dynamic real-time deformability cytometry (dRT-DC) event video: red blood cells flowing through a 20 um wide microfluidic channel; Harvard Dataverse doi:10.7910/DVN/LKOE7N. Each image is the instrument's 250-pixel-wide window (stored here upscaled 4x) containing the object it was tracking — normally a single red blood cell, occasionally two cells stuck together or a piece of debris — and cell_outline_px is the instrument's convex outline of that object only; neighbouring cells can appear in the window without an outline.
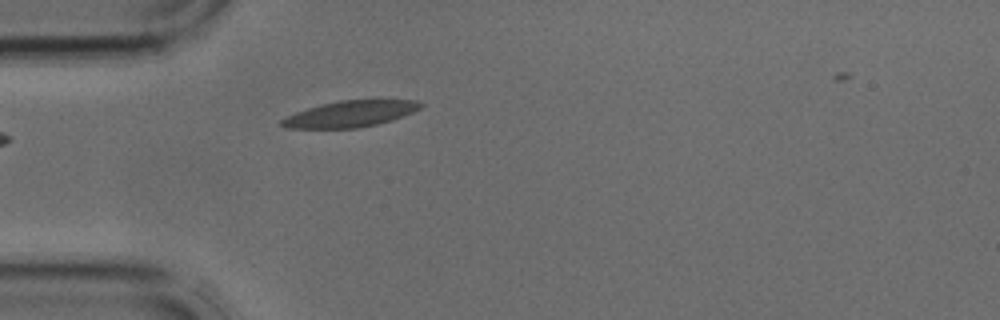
{"species": "common noctule bat (a hibernating species)", "species_latin": "Nyctalus noctula", "temperature_condition": "cold", "stored_images_in_passage": 1, "camera_frame_rate_fps": 3000, "um_per_image_px": 0.085, "animal": {"sex": "male", "body_mass_g": 17.9, "forearm_length_mm": 54.2}, "frame": {"image": 1, "passage_image": 1, "time_ms": 0.0, "image_size_px": [1000, 320], "cell_outline_px": [[424, 104], [420, 108], [412, 112], [392, 120], [376, 124], [356, 128], [284, 128], [280, 124], [280, 120], [296, 112], [308, 108], [340, 100], [416, 100]], "centroid_in_image_um": [29.77, 9.68], "position_along_channel_um": 55.2, "area_um2": 20.92}}